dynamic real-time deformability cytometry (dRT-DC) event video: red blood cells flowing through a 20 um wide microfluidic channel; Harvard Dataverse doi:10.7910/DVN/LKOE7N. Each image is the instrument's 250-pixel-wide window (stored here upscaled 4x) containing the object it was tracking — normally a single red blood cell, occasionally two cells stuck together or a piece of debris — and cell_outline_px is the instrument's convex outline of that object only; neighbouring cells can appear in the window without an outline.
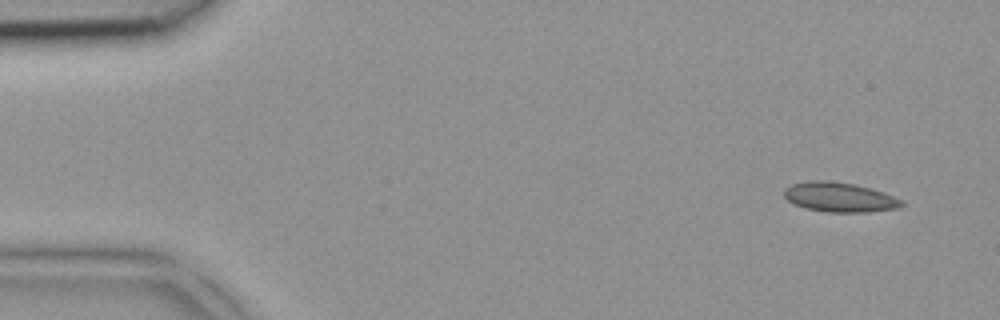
{"species": "common noctule bat (a hibernating species)", "species_latin": "Nyctalus noctula", "temperature_condition": "room temperature", "stored_images_in_passage": 4, "camera_frame_rate_fps": 3000, "um_per_image_px": 0.085, "animal": {"sex": "female", "body_mass_g": 18.4}, "frame": {"image": 1, "passage_image": 1, "time_ms": 0.0, "image_size_px": [1000, 320], "cell_outline_px": [[904, 204], [900, 208], [868, 212], [828, 212], [804, 208], [788, 200], [784, 196], [784, 188], [792, 184], [808, 180], [828, 180], [856, 184], [884, 192], [904, 200]], "centroid_in_image_um": [71.39, 16.75], "position_along_channel_um": 13.6, "area_um2": 20.52}}
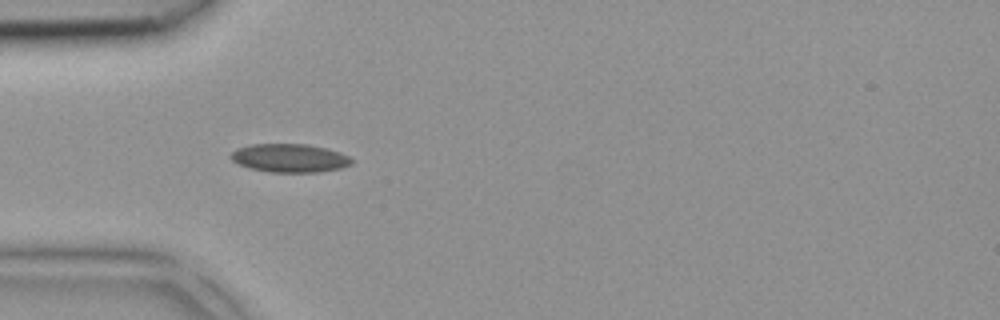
{"frame": {"image": 2, "passage_image": 4, "time_ms": 1.0, "image_size_px": [1000, 320], "cell_outline_px": [[352, 164], [340, 168], [320, 172], [268, 172], [248, 168], [232, 160], [228, 156], [236, 148], [252, 144], [308, 144], [340, 152], [348, 156], [352, 160]], "centroid_in_image_um": [24.59, 13.43], "position_along_channel_um": 60.4, "area_um2": 20.06}}